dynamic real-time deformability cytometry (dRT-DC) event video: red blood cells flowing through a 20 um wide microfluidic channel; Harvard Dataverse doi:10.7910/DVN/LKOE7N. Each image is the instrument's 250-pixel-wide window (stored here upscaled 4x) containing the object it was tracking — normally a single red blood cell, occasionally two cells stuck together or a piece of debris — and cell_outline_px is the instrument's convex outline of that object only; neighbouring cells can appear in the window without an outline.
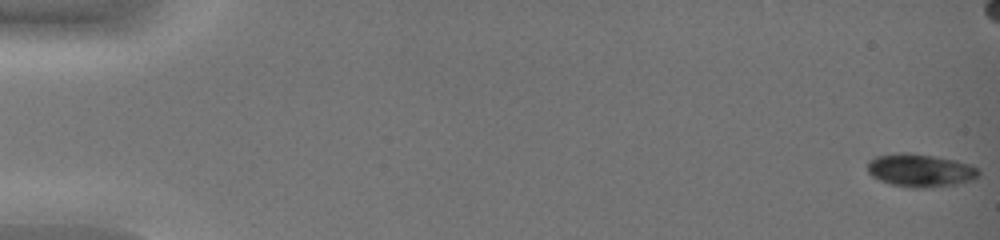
{"species": "common noctule bat (a hibernating species)", "species_latin": "Nyctalus noctula", "temperature_condition": "warm", "stored_images_in_passage": 48, "camera_frame_rate_fps": 3000, "um_per_image_px": 0.085, "animal": {"sex": "female", "body_mass_g": 19.0, "forearm_length_mm": 51.5}, "frame": {"image": 1, "passage_image": 1, "time_ms": 0.0, "image_size_px": [1000, 240], "cell_outline_px": [[980, 176], [972, 180], [956, 184], [928, 188], [912, 188], [888, 184], [872, 176], [868, 172], [868, 160], [876, 156], [900, 152], [908, 152], [956, 160], [972, 164], [980, 172]], "centroid_in_image_um": [78.23, 14.48], "position_along_channel_um": 6.8, "area_um2": 21.62}}
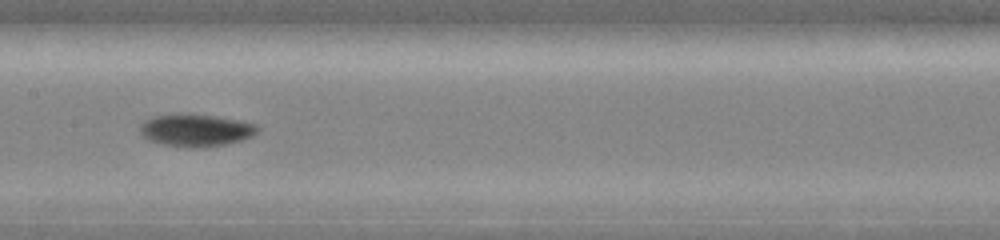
{"frame": {"image": 2, "passage_image": 27, "time_ms": 8.667, "image_size_px": [1000, 240], "cell_outline_px": [[260, 128], [252, 136], [244, 140], [204, 148], [188, 148], [160, 144], [148, 140], [140, 132], [140, 124], [144, 120], [152, 116], [180, 112], [188, 112], [216, 116], [240, 120], [256, 124]], "centroid_in_image_um": [16.62, 11.05], "position_along_channel_um": 190.8, "area_um2": 22.89}}
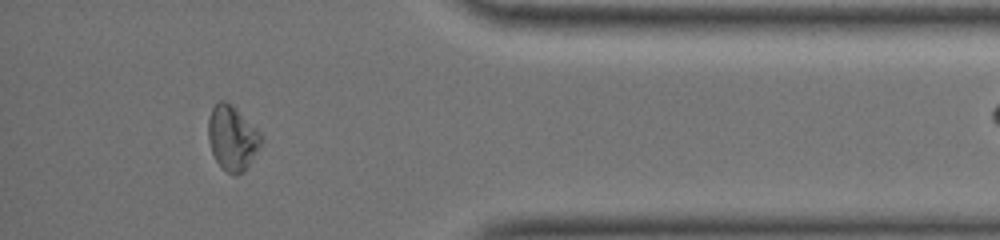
{"frame": {"image": 3, "passage_image": 44, "time_ms": 14.333, "image_size_px": [1000, 240], "cell_outline_px": [[264, 140], [244, 172], [236, 176], [228, 172], [216, 160], [212, 152], [208, 140], [208, 116], [216, 100], [224, 100], [232, 104], [264, 136]], "centroid_in_image_um": [19.75, 11.7], "position_along_channel_um": 415.5, "area_um2": 20.11}, "authors_computed_cell_mechanics": {"area_um2": 21.1837, "velocity_mm_per_s": 4.2181, "shape_relaxation_time_tau1_ms": 3.845, "shape_relaxation_time_tau2_ms": null, "deformation_change_tau1": 0.1467, "deformation_change_tau2": null}}